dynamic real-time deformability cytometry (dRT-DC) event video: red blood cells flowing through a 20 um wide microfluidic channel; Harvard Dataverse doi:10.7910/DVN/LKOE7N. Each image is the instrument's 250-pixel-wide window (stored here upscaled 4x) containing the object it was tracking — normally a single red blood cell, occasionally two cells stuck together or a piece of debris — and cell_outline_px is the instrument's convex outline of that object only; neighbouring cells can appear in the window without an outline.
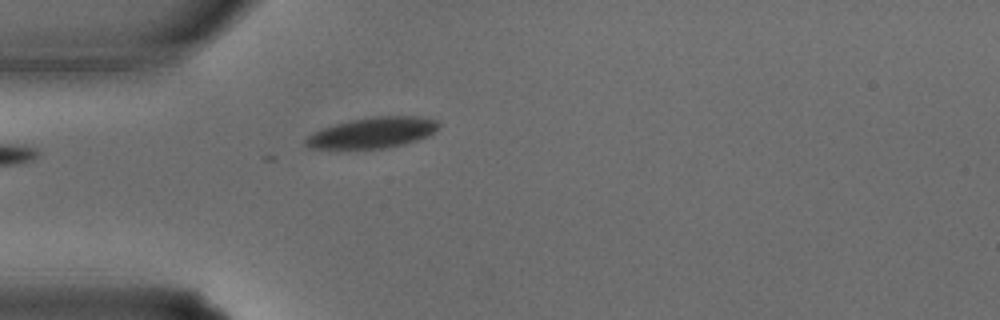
{"species": "common noctule bat (a hibernating species)", "species_latin": "Nyctalus noctula", "temperature_condition": "warm", "stored_images_in_passage": 4, "camera_frame_rate_fps": 3000, "um_per_image_px": 0.085, "animal": {"sex": "male", "body_mass_g": 15.6}, "frame": {"image": 1, "passage_image": 1, "time_ms": 0.0, "image_size_px": [1000, 320], "cell_outline_px": [[440, 124], [428, 136], [404, 144], [384, 148], [308, 148], [304, 144], [304, 140], [312, 132], [336, 124], [352, 120], [372, 116], [416, 116], [436, 120]], "centroid_in_image_um": [31.65, 11.27], "position_along_channel_um": 53.4, "area_um2": 23.47}}